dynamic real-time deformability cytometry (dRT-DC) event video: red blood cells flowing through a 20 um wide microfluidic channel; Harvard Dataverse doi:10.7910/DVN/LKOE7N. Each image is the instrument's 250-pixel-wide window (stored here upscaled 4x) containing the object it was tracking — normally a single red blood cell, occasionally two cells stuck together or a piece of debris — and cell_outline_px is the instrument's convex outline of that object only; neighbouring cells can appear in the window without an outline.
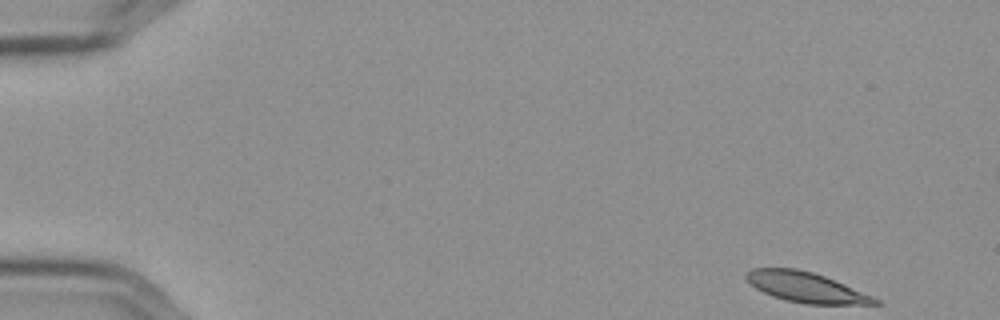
{"species": "Egyptian fruit bat (a non-hibernating species)", "species_latin": "Rousettus aegyptiacus", "temperature_condition": "cold", "stored_images_in_passage": 55, "segment_of_instrument_passage": [1, 2], "camera_frame_rate_fps": 3000, "um_per_image_px": 0.085, "frame": {"image": 1, "passage_image": 1, "time_ms": 0.0, "image_size_px": [1000, 320], "cell_outline_px": [[884, 304], [804, 304], [784, 300], [772, 296], [756, 288], [744, 276], [744, 272], [752, 268], [796, 268], [812, 272], [824, 276], [844, 284], [872, 296], [880, 300]], "centroid_in_image_um": [68.49, 24.42], "position_along_channel_um": 16.5, "area_um2": 22.54}}
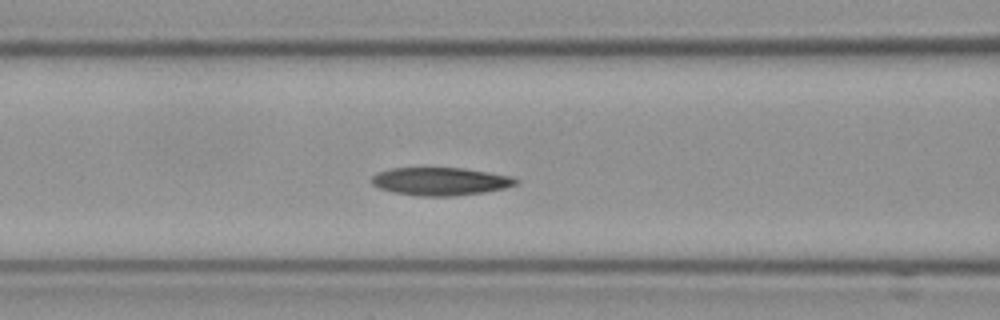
{"frame": {"image": 2, "passage_image": 21, "time_ms": 6.667, "image_size_px": [1000, 320], "cell_outline_px": [[520, 180], [516, 184], [504, 188], [484, 192], [452, 196], [416, 196], [392, 192], [380, 188], [372, 184], [372, 176], [376, 172], [388, 168], [464, 168], [512, 176]], "centroid_in_image_um": [37.41, 15.41], "position_along_channel_um": 129.2, "area_um2": 23.58}}
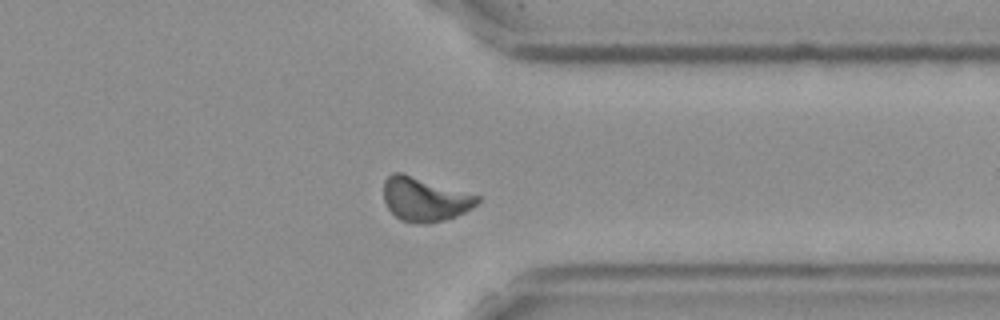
{"frame": {"image": 3, "passage_image": 42, "time_ms": 13.667, "image_size_px": [1000, 320], "cell_outline_px": [[480, 200], [472, 208], [456, 216], [444, 220], [428, 224], [424, 224], [400, 220], [388, 208], [384, 200], [384, 180], [392, 172], [404, 172], [480, 196]], "centroid_in_image_um": [36.09, 16.92], "position_along_channel_um": 375.3, "area_um2": 24.16}}